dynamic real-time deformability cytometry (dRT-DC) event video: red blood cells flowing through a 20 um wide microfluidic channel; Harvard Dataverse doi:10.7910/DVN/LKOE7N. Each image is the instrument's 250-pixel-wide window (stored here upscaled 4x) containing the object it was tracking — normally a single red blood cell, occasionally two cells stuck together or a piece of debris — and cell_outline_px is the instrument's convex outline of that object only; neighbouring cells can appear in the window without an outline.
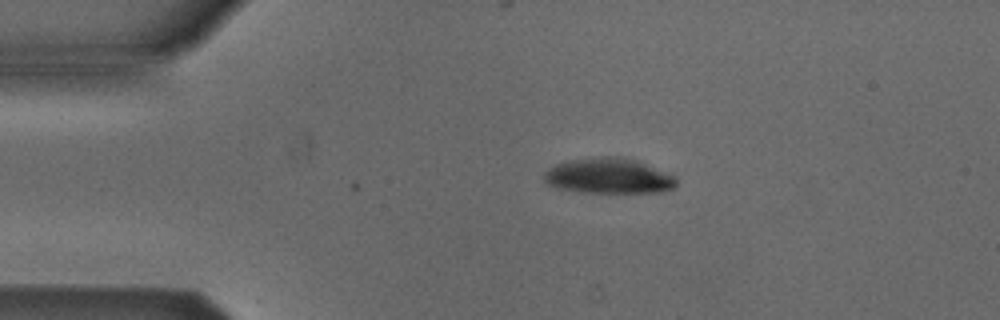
{"species": "Egyptian fruit bat (a non-hibernating species)", "species_latin": "Rousettus aegyptiacus", "temperature_condition": "cold", "stored_images_in_passage": 2, "camera_frame_rate_fps": 3000, "um_per_image_px": 0.085, "animal": {"sex": "male"}, "frame": {"image": 1, "passage_image": 1, "time_ms": 0.0, "image_size_px": [1000, 320], "cell_outline_px": [[676, 188], [660, 192], [584, 192], [556, 188], [548, 184], [544, 180], [544, 172], [548, 168], [556, 164], [572, 160], [600, 156], [620, 156], [636, 160], [676, 176]], "centroid_in_image_um": [51.75, 14.95], "position_along_channel_um": 33.3, "area_um2": 27.28}}